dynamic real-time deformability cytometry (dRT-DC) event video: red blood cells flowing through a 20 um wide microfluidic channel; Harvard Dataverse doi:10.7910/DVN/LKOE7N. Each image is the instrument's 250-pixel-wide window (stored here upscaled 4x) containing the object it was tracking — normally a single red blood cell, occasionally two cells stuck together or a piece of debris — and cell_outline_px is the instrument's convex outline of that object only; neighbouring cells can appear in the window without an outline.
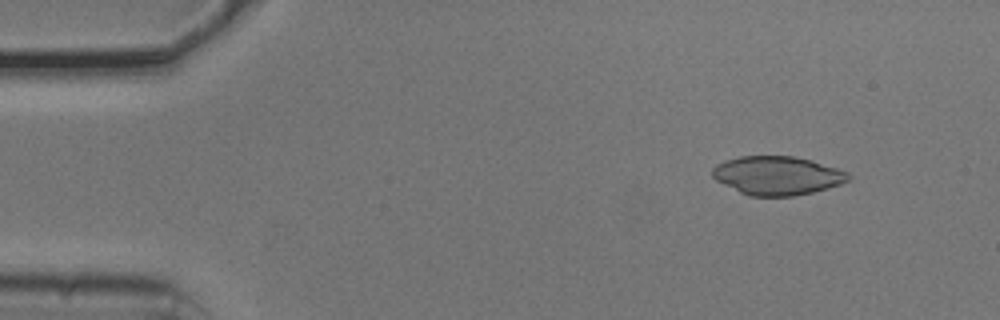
{"species": "common noctule bat (a hibernating species)", "species_latin": "Nyctalus noctula", "temperature_condition": "cold", "stored_images_in_passage": 53, "camera_frame_rate_fps": 3000, "um_per_image_px": 0.085, "animal": {"sex": "male", "body_mass_g": 20.5, "forearm_length_mm": 52.5}, "frame": {"image": 1, "passage_image": 6, "time_ms": 1.667, "image_size_px": [1000, 320], "cell_outline_px": [[852, 176], [848, 180], [840, 184], [828, 188], [812, 192], [792, 196], [748, 196], [716, 180], [712, 176], [712, 168], [716, 164], [740, 156], [792, 156], [812, 160], [848, 172]], "centroid_in_image_um": [66.07, 14.92], "position_along_channel_um": 18.9, "area_um2": 30.52}}